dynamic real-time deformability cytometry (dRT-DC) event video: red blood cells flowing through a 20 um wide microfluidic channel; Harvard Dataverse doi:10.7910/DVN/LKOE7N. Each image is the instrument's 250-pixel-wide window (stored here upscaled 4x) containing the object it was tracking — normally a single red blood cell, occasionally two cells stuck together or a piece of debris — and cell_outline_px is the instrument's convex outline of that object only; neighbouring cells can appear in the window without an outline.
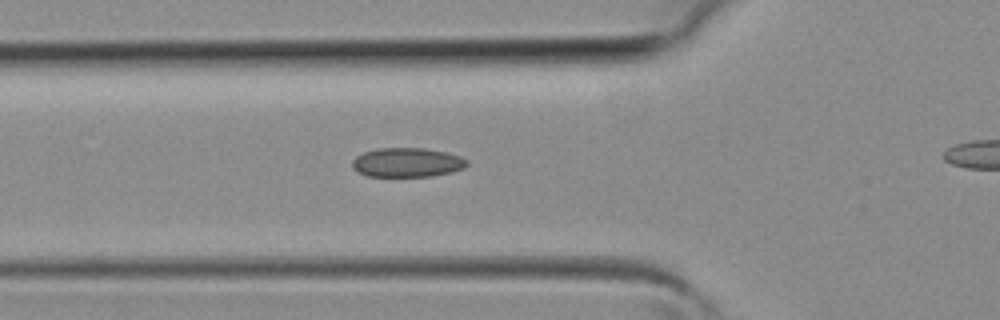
{"species": "common noctule bat (a hibernating species)", "species_latin": "Nyctalus noctula", "temperature_condition": "room temperature", "stored_images_in_passage": 25, "camera_frame_rate_fps": 3000, "um_per_image_px": 0.085, "animal": {"sex": "female", "body_mass_g": 19.3, "forearm_length_mm": 54.1}, "frame": {"image": 1, "passage_image": 7, "time_ms": 2.0, "image_size_px": [1000, 320], "cell_outline_px": [[468, 164], [464, 168], [452, 172], [432, 176], [368, 176], [356, 172], [352, 168], [352, 160], [356, 156], [364, 152], [376, 148], [424, 148], [444, 152], [460, 156], [468, 160]], "centroid_in_image_um": [34.58, 13.81], "position_along_channel_um": 91.2, "area_um2": 19.65}}
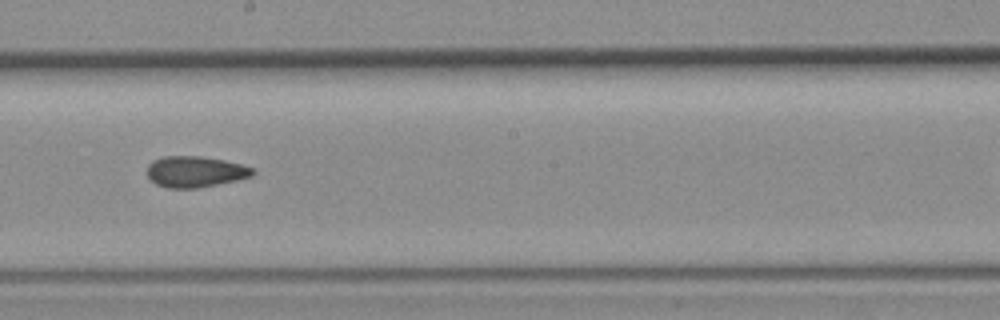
{"frame": {"image": 2, "passage_image": 15, "time_ms": 4.667, "image_size_px": [1000, 320], "cell_outline_px": [[256, 172], [252, 176], [236, 180], [196, 188], [168, 188], [156, 184], [148, 176], [148, 164], [152, 160], [164, 156], [200, 156], [224, 160], [256, 168]], "centroid_in_image_um": [16.61, 14.58], "position_along_channel_um": 231.6, "area_um2": 19.07}}
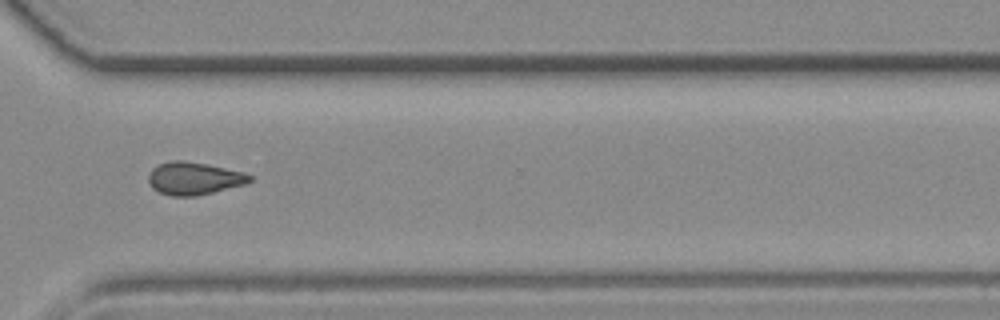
{"frame": {"image": 3, "passage_image": 22, "time_ms": 7.0, "image_size_px": [1000, 320], "cell_outline_px": [[252, 180], [244, 184], [196, 196], [172, 196], [160, 192], [152, 188], [148, 180], [148, 176], [152, 168], [168, 160], [180, 160], [204, 164], [244, 172], [252, 176]], "centroid_in_image_um": [16.46, 15.16], "position_along_channel_um": 354.1, "area_um2": 19.02}}